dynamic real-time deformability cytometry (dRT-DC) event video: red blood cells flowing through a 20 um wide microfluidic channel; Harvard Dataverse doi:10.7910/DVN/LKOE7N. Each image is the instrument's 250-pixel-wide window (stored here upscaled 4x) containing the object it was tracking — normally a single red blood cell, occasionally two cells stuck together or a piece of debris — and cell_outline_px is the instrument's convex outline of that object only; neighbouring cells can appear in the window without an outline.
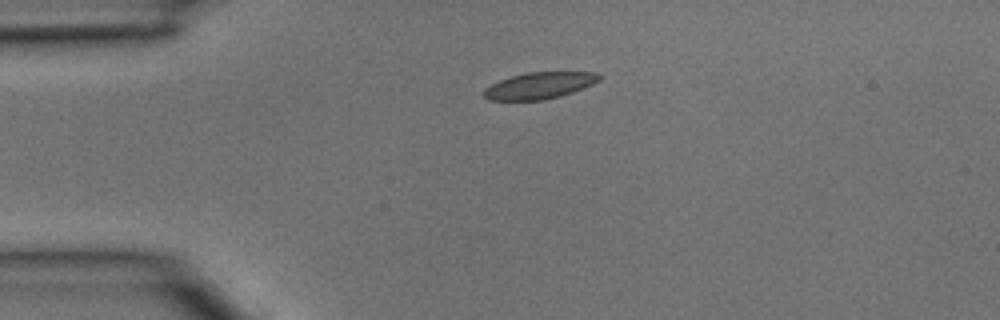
{"species": "common noctule bat (a hibernating species)", "species_latin": "Nyctalus noctula", "temperature_condition": "room temperature", "stored_images_in_passage": 2, "camera_frame_rate_fps": 3000, "um_per_image_px": 0.085, "animal": {"sex": "male", "body_mass_g": 15.6}, "frame": {"image": 1, "passage_image": 1, "time_ms": 0.0, "image_size_px": [1000, 320], "cell_outline_px": [[604, 76], [600, 80], [584, 88], [560, 96], [544, 100], [488, 100], [484, 96], [484, 88], [500, 80], [524, 72], [596, 72]], "centroid_in_image_um": [45.88, 7.26], "position_along_channel_um": 39.1, "area_um2": 17.92}}
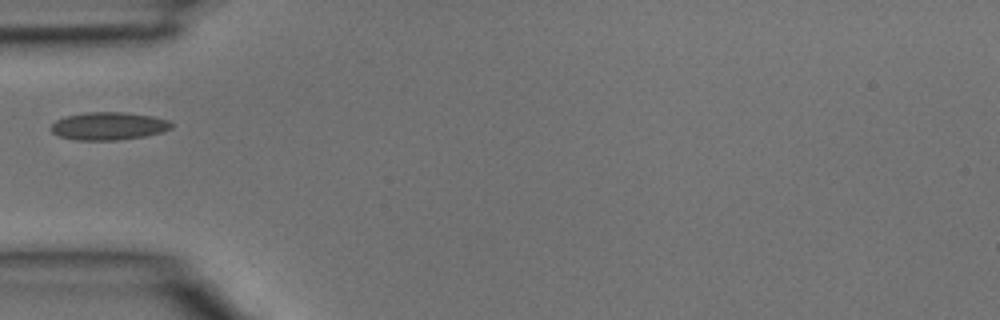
{"frame": {"image": 2, "passage_image": 2, "time_ms": 0.333, "image_size_px": [1000, 320], "cell_outline_px": [[172, 128], [160, 132], [144, 136], [116, 140], [76, 140], [60, 136], [52, 132], [52, 124], [56, 120], [64, 116], [88, 112], [124, 112], [152, 116], [168, 120], [172, 124]], "centroid_in_image_um": [9.22, 10.71], "position_along_channel_um": 75.8, "area_um2": 19.36}}